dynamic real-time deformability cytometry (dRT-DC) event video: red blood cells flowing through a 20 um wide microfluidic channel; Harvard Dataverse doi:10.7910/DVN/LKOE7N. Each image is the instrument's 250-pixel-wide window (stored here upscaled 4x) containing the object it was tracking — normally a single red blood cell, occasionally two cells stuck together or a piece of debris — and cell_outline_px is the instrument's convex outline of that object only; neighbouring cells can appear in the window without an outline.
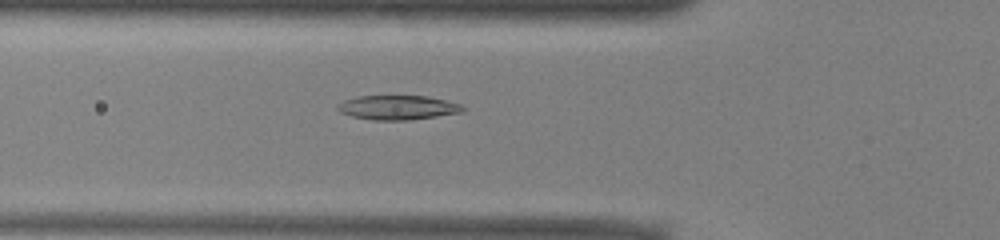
{"species": "common noctule bat (a hibernating species)", "species_latin": "Nyctalus noctula", "temperature_condition": "warm", "stored_images_in_passage": 52, "camera_frame_rate_fps": 3000, "um_per_image_px": 0.085, "animal": {"sex": "male", "body_mass_g": 13.0, "forearm_length_mm": 53.1}, "frame": {"image": 1, "passage_image": 18, "time_ms": 5.667, "image_size_px": [1000, 240], "cell_outline_px": [[464, 112], [408, 120], [372, 120], [352, 116], [340, 112], [336, 108], [336, 104], [344, 100], [360, 96], [428, 96], [460, 104], [464, 108]], "centroid_in_image_um": [33.78, 9.14], "position_along_channel_um": 92.0, "area_um2": 17.69}}
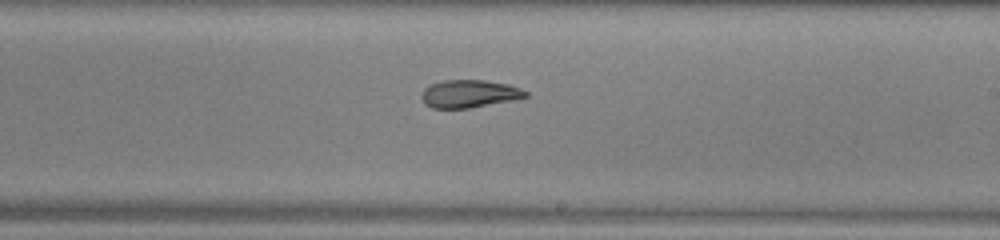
{"frame": {"image": 2, "passage_image": 30, "time_ms": 9.667, "image_size_px": [1000, 240], "cell_outline_px": [[528, 96], [512, 100], [468, 108], [432, 108], [424, 104], [420, 96], [424, 88], [428, 84], [444, 80], [484, 80], [508, 84], [520, 88], [528, 92]], "centroid_in_image_um": [39.84, 7.96], "position_along_channel_um": 249.2, "area_um2": 16.88}}
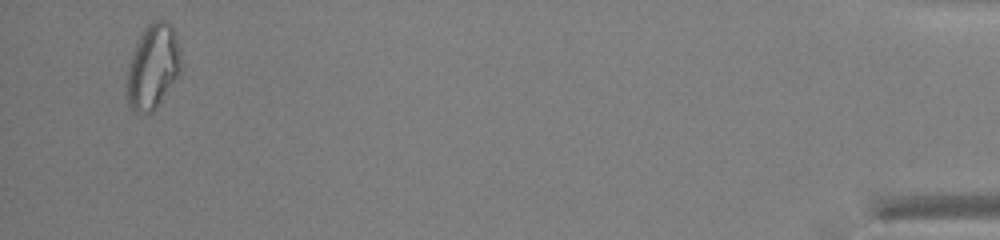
{"frame": {"image": 3, "passage_image": 50, "time_ms": 16.333, "image_size_px": [1000, 240], "cell_outline_px": [[180, 72], [156, 108], [148, 112], [132, 112], [128, 104], [128, 64], [136, 44], [144, 28], [152, 20], [168, 20], [172, 24], [176, 32], [180, 52]], "centroid_in_image_um": [13.01, 5.61], "position_along_channel_um": 422.2, "area_um2": 26.47}, "authors_computed_cell_mechanics": {"area_um2": 19.5942, "velocity_mm_per_s": 3.9247, "shape_relaxation_time_tau1_ms": 8.474, "shape_relaxation_time_tau2_ms": 5.0927, "deformation_change_tau1": 0.2126, "deformation_change_tau2": 0.1209}}